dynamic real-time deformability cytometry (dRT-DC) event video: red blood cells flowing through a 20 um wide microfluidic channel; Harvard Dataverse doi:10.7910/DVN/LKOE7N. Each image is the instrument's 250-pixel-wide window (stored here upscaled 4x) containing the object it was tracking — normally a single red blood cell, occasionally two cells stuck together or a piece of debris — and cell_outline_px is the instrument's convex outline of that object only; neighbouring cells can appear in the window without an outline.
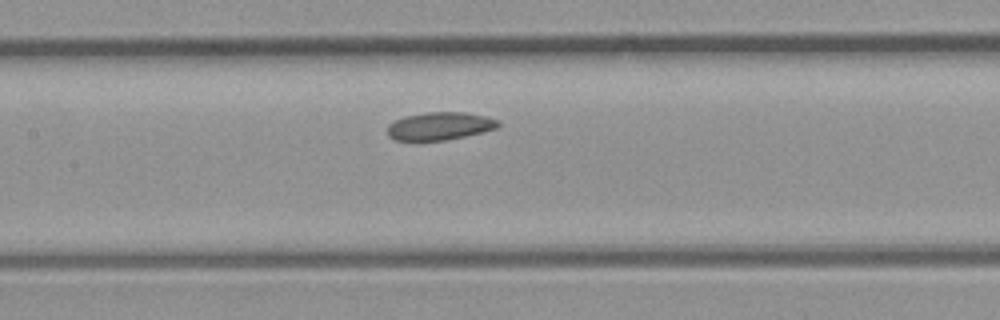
{"species": "common noctule bat (a hibernating species)", "species_latin": "Nyctalus noctula", "temperature_condition": "room temperature", "stored_images_in_passage": 7, "segment_of_instrument_passage": [2, 2], "camera_frame_rate_fps": 3000, "um_per_image_px": 0.085, "animal": {"sex": "male", "body_mass_g": 23.1, "forearm_length_mm": 52.7}, "frame": {"image": 1, "passage_image": 7, "time_ms": 2.0, "image_size_px": [1000, 320], "cell_outline_px": [[500, 124], [496, 128], [464, 136], [444, 140], [396, 140], [388, 136], [388, 124], [404, 116], [428, 112], [464, 112], [484, 116], [496, 120]], "centroid_in_image_um": [37.34, 10.71], "position_along_channel_um": 170.1, "area_um2": 17.63}}